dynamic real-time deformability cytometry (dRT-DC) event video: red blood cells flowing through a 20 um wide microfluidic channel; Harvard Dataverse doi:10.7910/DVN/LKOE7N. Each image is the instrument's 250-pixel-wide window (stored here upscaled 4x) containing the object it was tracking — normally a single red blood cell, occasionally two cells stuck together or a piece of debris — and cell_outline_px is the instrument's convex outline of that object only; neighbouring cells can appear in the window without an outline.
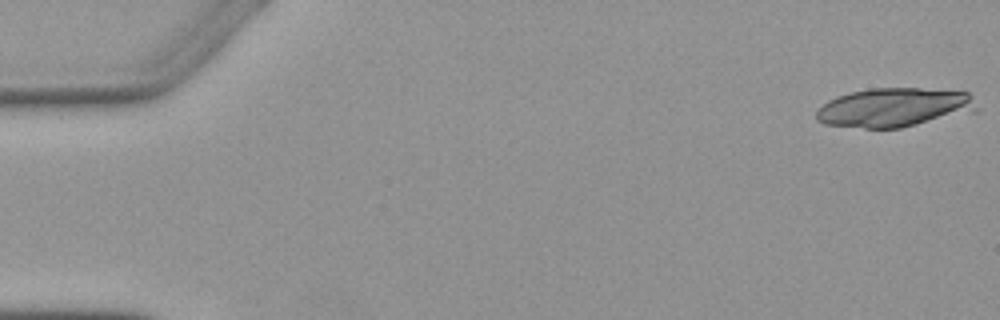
{"species": "Egyptian fruit bat (a non-hibernating species)", "species_latin": "Rousettus aegyptiacus", "temperature_condition": "warm", "stored_images_in_passage": 4, "camera_frame_rate_fps": 3000, "um_per_image_px": 0.085, "animal": {"sex": "female"}, "frame": {"image": 1, "passage_image": 1, "time_ms": 0.0, "image_size_px": [1000, 320], "cell_outline_px": [[980, 108], [976, 112], [900, 128], [864, 128], [824, 124], [816, 120], [816, 108], [828, 100], [836, 96], [868, 88], [920, 88], [968, 92], [972, 96]], "centroid_in_image_um": [76.03, 9.13], "position_along_channel_um": 9.0, "area_um2": 36.99}}
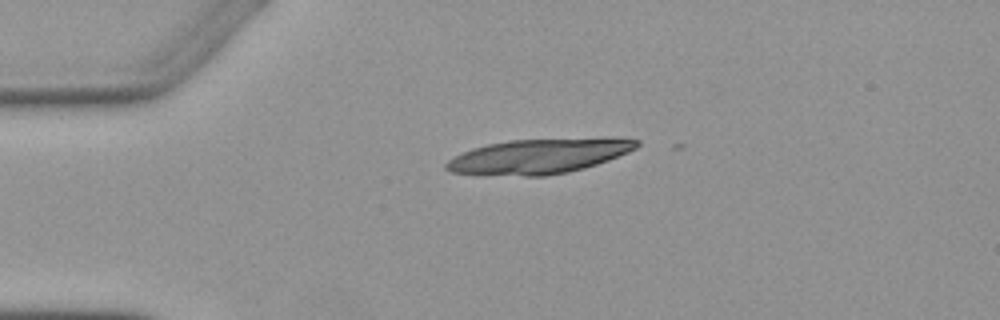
{"frame": {"image": 2, "passage_image": 4, "time_ms": 3.667, "image_size_px": [1000, 320], "cell_outline_px": [[640, 144], [636, 148], [628, 152], [608, 160], [584, 168], [568, 172], [544, 176], [480, 176], [452, 172], [444, 168], [444, 164], [448, 160], [472, 148], [488, 144], [508, 140], [640, 140]], "centroid_in_image_um": [45.62, 13.34], "position_along_channel_um": 39.4, "area_um2": 37.8}}